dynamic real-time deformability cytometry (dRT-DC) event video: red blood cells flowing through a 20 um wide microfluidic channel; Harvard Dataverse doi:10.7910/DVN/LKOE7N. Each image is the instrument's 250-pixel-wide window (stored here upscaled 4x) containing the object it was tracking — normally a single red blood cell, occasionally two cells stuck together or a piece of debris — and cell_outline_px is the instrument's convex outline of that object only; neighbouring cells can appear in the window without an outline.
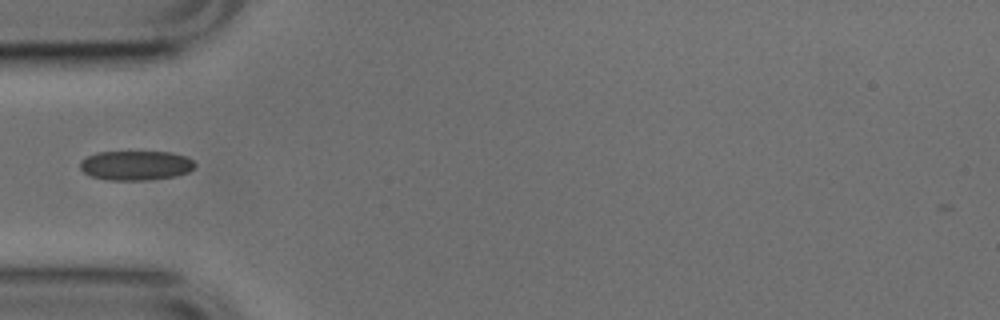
{"species": "common noctule bat (a hibernating species)", "species_latin": "Nyctalus noctula", "temperature_condition": "cold", "stored_images_in_passage": 36, "camera_frame_rate_fps": 3000, "um_per_image_px": 0.085, "animal": {"sex": "male", "body_mass_g": 17.9, "forearm_length_mm": 54.2}, "frame": {"image": 1, "passage_image": 1, "time_ms": 0.0, "image_size_px": [1000, 320], "cell_outline_px": [[196, 164], [188, 172], [176, 176], [148, 180], [108, 180], [92, 176], [84, 172], [80, 168], [80, 160], [96, 152], [172, 152], [184, 156], [192, 160]], "centroid_in_image_um": [11.53, 14.06], "position_along_channel_um": 73.5, "area_um2": 19.71}}
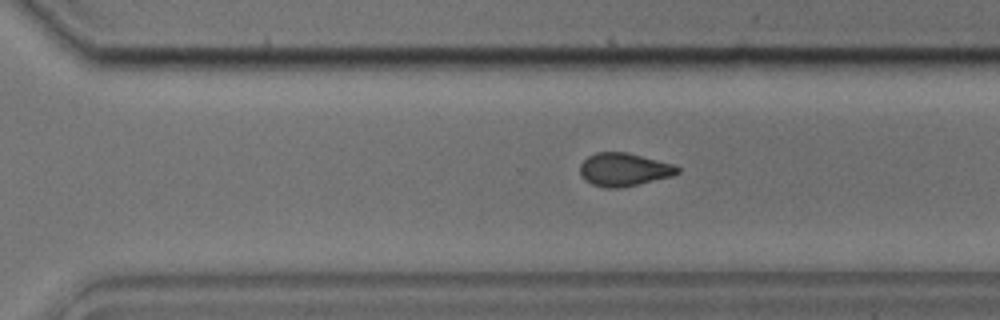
{"frame": {"image": 2, "passage_image": 20, "time_ms": 6.333, "image_size_px": [1000, 320], "cell_outline_px": [[680, 172], [672, 176], [620, 188], [604, 188], [592, 184], [584, 180], [580, 172], [580, 164], [588, 156], [596, 152], [628, 152], [676, 164], [680, 168]], "centroid_in_image_um": [53.05, 14.4], "position_along_channel_um": 317.5, "area_um2": 19.02}}
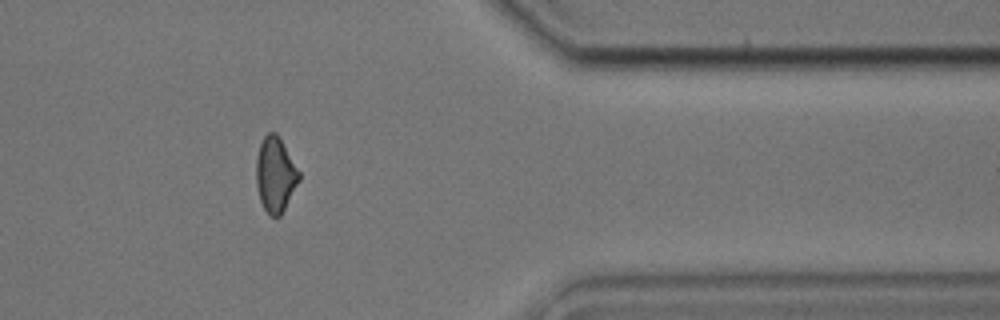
{"frame": {"image": 3, "passage_image": 27, "time_ms": 8.667, "image_size_px": [1000, 320], "cell_outline_px": [[300, 180], [280, 216], [268, 216], [260, 200], [256, 184], [256, 156], [260, 144], [264, 136], [268, 132], [276, 132], [280, 136], [300, 172]], "centroid_in_image_um": [23.4, 14.82], "position_along_channel_um": 388.0, "area_um2": 18.9}}